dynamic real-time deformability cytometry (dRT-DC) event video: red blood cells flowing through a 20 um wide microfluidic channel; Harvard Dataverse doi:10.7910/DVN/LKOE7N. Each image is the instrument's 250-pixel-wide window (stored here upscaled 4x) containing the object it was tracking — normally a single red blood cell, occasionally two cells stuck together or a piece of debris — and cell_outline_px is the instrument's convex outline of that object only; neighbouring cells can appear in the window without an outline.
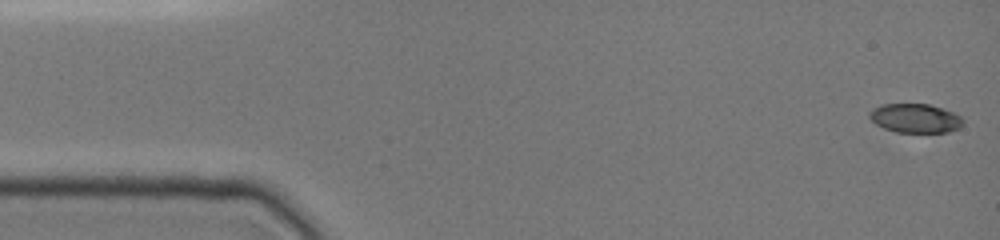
{"species": "common noctule bat (a hibernating species)", "species_latin": "Nyctalus noctula", "temperature_condition": "cold", "stored_images_in_passage": 14, "camera_frame_rate_fps": 3000, "um_per_image_px": 0.085, "animal": {"sex": "female", "body_mass_g": 19.0, "forearm_length_mm": 51.5}, "frame": {"image": 1, "passage_image": 1, "time_ms": 0.0, "image_size_px": [1000, 240], "cell_outline_px": [[964, 124], [960, 128], [948, 132], [896, 132], [884, 128], [876, 124], [868, 116], [868, 112], [872, 108], [880, 104], [928, 104], [952, 112], [960, 116], [964, 120]], "centroid_in_image_um": [77.78, 10.05], "position_along_channel_um": 7.2, "area_um2": 15.9}}
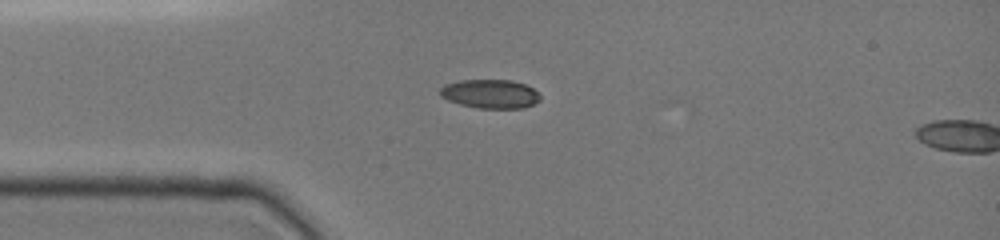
{"frame": {"image": 2, "passage_image": 12, "time_ms": 3.667, "image_size_px": [1000, 240], "cell_outline_px": [[540, 100], [524, 108], [476, 108], [460, 104], [448, 100], [440, 96], [440, 88], [444, 84], [460, 80], [512, 80], [524, 84], [532, 88], [540, 96]], "centroid_in_image_um": [41.64, 7.98], "position_along_channel_um": 43.4, "area_um2": 16.82}}